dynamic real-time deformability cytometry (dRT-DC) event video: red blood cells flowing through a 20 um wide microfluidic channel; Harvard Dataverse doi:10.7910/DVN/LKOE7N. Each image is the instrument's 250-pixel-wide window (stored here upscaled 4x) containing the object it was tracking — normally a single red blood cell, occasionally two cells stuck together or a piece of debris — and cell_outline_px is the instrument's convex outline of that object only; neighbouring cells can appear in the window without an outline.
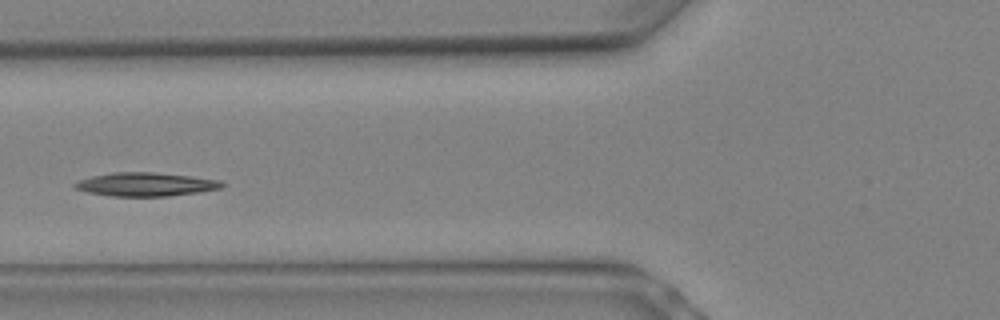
{"species": "Egyptian fruit bat (a non-hibernating species)", "species_latin": "Rousettus aegyptiacus", "temperature_condition": "warm", "stored_images_in_passage": 9, "camera_frame_rate_fps": 3000, "um_per_image_px": 0.085, "animal": {"sex": "female"}, "frame": {"image": 1, "passage_image": 4, "time_ms": 1.0, "image_size_px": [1000, 320], "cell_outline_px": [[224, 184], [220, 188], [196, 192], [168, 196], [112, 196], [88, 192], [76, 188], [72, 184], [80, 180], [92, 176], [112, 172], [152, 172], [188, 176], [220, 180]], "centroid_in_image_um": [12.35, 15.66], "position_along_channel_um": 113.5, "area_um2": 19.88}}